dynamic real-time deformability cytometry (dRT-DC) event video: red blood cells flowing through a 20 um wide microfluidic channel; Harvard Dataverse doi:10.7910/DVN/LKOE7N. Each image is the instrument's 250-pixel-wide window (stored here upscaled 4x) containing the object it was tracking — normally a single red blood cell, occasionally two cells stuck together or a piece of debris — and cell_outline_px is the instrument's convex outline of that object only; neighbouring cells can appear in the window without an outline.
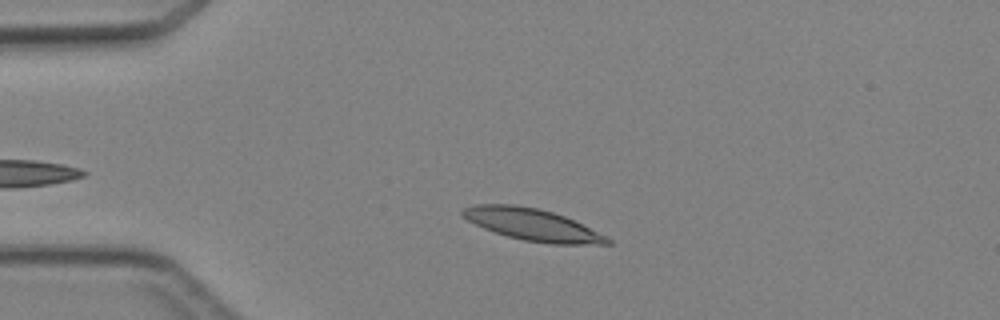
{"species": "Egyptian fruit bat (a non-hibernating species)", "species_latin": "Rousettus aegyptiacus", "temperature_condition": "cold", "stored_images_in_passage": 5, "camera_frame_rate_fps": 3000, "um_per_image_px": 0.085, "animal": {"sex": "female"}, "frame": {"image": 1, "passage_image": 3, "time_ms": 3.333, "image_size_px": [1000, 320], "cell_outline_px": [[612, 244], [552, 244], [524, 240], [508, 236], [484, 228], [468, 220], [460, 212], [464, 208], [472, 204], [516, 204], [536, 208], [552, 212], [564, 216], [608, 236], [612, 240]], "centroid_in_image_um": [45.27, 19.09], "position_along_channel_um": 39.7, "area_um2": 26.7}}
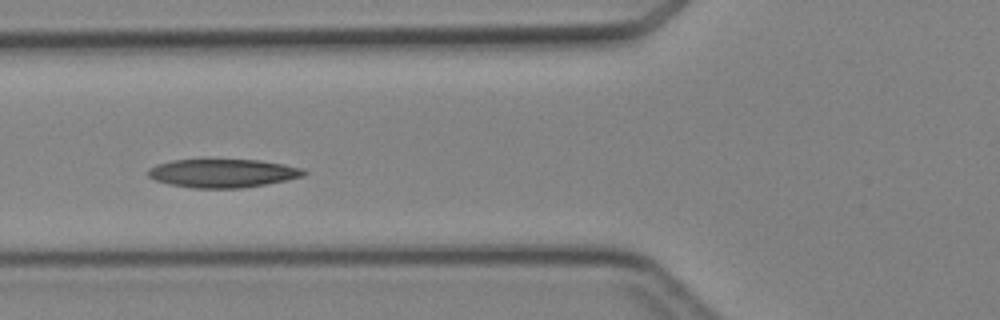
{"frame": {"image": 2, "passage_image": 5, "time_ms": 5.667, "image_size_px": [1000, 320], "cell_outline_px": [[308, 172], [304, 176], [288, 180], [240, 188], [192, 188], [168, 184], [156, 180], [148, 176], [148, 168], [156, 164], [172, 160], [260, 160], [284, 164], [304, 168]], "centroid_in_image_um": [18.95, 14.72], "position_along_channel_um": 106.8, "area_um2": 25.89}}